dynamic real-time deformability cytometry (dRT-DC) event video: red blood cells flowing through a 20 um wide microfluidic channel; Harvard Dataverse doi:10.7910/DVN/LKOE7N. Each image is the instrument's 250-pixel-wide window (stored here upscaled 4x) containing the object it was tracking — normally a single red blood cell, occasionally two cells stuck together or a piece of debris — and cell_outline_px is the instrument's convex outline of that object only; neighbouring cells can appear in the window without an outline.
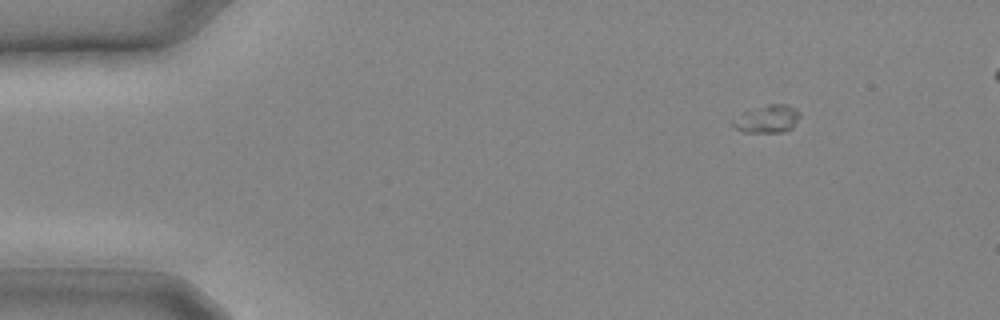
{"species": "common noctule bat (a hibernating species)", "species_latin": "Nyctalus noctula", "temperature_condition": "cold", "stored_images_in_passage": 28, "camera_frame_rate_fps": 3000, "um_per_image_px": 0.085, "animal": {"sex": "male", "body_mass_g": 20.4}, "frame": {"image": 1, "passage_image": 4, "time_ms": 1.0, "image_size_px": [1000, 320], "cell_outline_px": [[800, 116], [792, 128], [780, 132], [744, 132], [736, 128], [732, 124], [744, 112], [768, 104], [788, 104], [796, 108]], "centroid_in_image_um": [65.28, 10.1], "position_along_channel_um": 19.7, "area_um2": 10.46}}
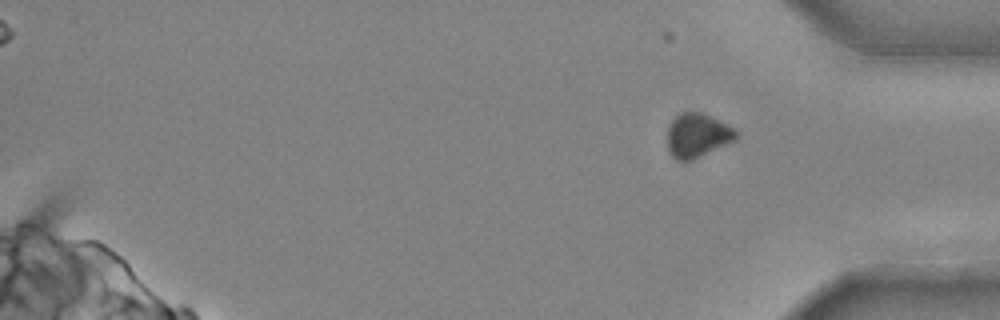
{"frame": {"image": 2, "passage_image": 28, "time_ms": 9.0, "image_size_px": [1000, 320], "cell_outline_px": [[736, 140], [692, 160], [676, 160], [668, 152], [668, 128], [672, 120], [680, 112], [700, 112], [736, 128]], "centroid_in_image_um": [59.27, 11.51], "position_along_channel_um": 375.9, "area_um2": 17.51}}